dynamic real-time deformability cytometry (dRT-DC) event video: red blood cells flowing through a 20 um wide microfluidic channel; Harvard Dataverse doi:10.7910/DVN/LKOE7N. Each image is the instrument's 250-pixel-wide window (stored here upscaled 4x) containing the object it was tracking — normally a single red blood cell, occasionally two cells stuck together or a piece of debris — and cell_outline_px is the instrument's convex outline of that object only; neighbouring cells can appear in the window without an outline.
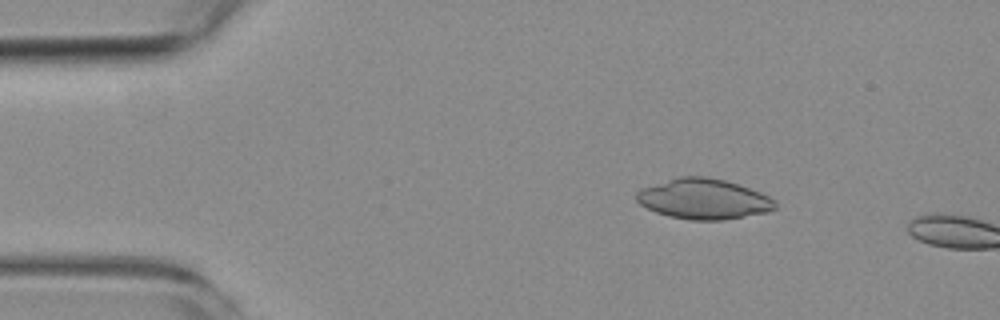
{"species": "common noctule bat (a hibernating species)", "species_latin": "Nyctalus noctula", "temperature_condition": "room temperature", "stored_images_in_passage": 3, "camera_frame_rate_fps": 3000, "um_per_image_px": 0.085, "animal": {"sex": "female", "body_mass_g": 19.3, "forearm_length_mm": 54.1}, "frame": {"image": 1, "passage_image": 2, "time_ms": 1.333, "image_size_px": [1000, 320], "cell_outline_px": [[776, 208], [768, 212], [724, 220], [688, 220], [668, 216], [656, 212], [640, 204], [636, 200], [636, 192], [640, 188], [680, 176], [708, 176], [724, 180], [760, 192], [768, 196], [776, 204]], "centroid_in_image_um": [59.78, 16.92], "position_along_channel_um": 25.2, "area_um2": 32.54}}